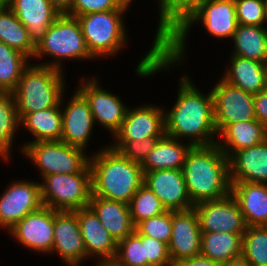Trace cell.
I'll use <instances>...</instances> for the list:
<instances>
[{
    "instance_id": "obj_14",
    "label": "cell",
    "mask_w": 267,
    "mask_h": 266,
    "mask_svg": "<svg viewBox=\"0 0 267 266\" xmlns=\"http://www.w3.org/2000/svg\"><path fill=\"white\" fill-rule=\"evenodd\" d=\"M6 233L31 252L51 255L54 240V210L42 206L27 214Z\"/></svg>"
},
{
    "instance_id": "obj_47",
    "label": "cell",
    "mask_w": 267,
    "mask_h": 266,
    "mask_svg": "<svg viewBox=\"0 0 267 266\" xmlns=\"http://www.w3.org/2000/svg\"><path fill=\"white\" fill-rule=\"evenodd\" d=\"M96 266H122L119 263H117L114 260H110V261H104L98 264H95Z\"/></svg>"
},
{
    "instance_id": "obj_38",
    "label": "cell",
    "mask_w": 267,
    "mask_h": 266,
    "mask_svg": "<svg viewBox=\"0 0 267 266\" xmlns=\"http://www.w3.org/2000/svg\"><path fill=\"white\" fill-rule=\"evenodd\" d=\"M135 231L139 235H146L169 244L172 232V211L166 212L140 222Z\"/></svg>"
},
{
    "instance_id": "obj_45",
    "label": "cell",
    "mask_w": 267,
    "mask_h": 266,
    "mask_svg": "<svg viewBox=\"0 0 267 266\" xmlns=\"http://www.w3.org/2000/svg\"><path fill=\"white\" fill-rule=\"evenodd\" d=\"M49 1L61 14H65L72 8L74 0H49Z\"/></svg>"
},
{
    "instance_id": "obj_15",
    "label": "cell",
    "mask_w": 267,
    "mask_h": 266,
    "mask_svg": "<svg viewBox=\"0 0 267 266\" xmlns=\"http://www.w3.org/2000/svg\"><path fill=\"white\" fill-rule=\"evenodd\" d=\"M193 208L201 232L244 234L247 229L244 215L231 193L221 199L199 202Z\"/></svg>"
},
{
    "instance_id": "obj_10",
    "label": "cell",
    "mask_w": 267,
    "mask_h": 266,
    "mask_svg": "<svg viewBox=\"0 0 267 266\" xmlns=\"http://www.w3.org/2000/svg\"><path fill=\"white\" fill-rule=\"evenodd\" d=\"M89 77H81L76 88L87 99L95 124L105 128L112 139L121 128L129 105L118 95L105 90L99 84V78L94 75Z\"/></svg>"
},
{
    "instance_id": "obj_42",
    "label": "cell",
    "mask_w": 267,
    "mask_h": 266,
    "mask_svg": "<svg viewBox=\"0 0 267 266\" xmlns=\"http://www.w3.org/2000/svg\"><path fill=\"white\" fill-rule=\"evenodd\" d=\"M147 266H173L168 244L152 237L142 235Z\"/></svg>"
},
{
    "instance_id": "obj_12",
    "label": "cell",
    "mask_w": 267,
    "mask_h": 266,
    "mask_svg": "<svg viewBox=\"0 0 267 266\" xmlns=\"http://www.w3.org/2000/svg\"><path fill=\"white\" fill-rule=\"evenodd\" d=\"M43 206L39 181H10L0 195V229H11L27 214Z\"/></svg>"
},
{
    "instance_id": "obj_36",
    "label": "cell",
    "mask_w": 267,
    "mask_h": 266,
    "mask_svg": "<svg viewBox=\"0 0 267 266\" xmlns=\"http://www.w3.org/2000/svg\"><path fill=\"white\" fill-rule=\"evenodd\" d=\"M128 205L135 227L140 222L167 211L159 198L145 185L136 191Z\"/></svg>"
},
{
    "instance_id": "obj_18",
    "label": "cell",
    "mask_w": 267,
    "mask_h": 266,
    "mask_svg": "<svg viewBox=\"0 0 267 266\" xmlns=\"http://www.w3.org/2000/svg\"><path fill=\"white\" fill-rule=\"evenodd\" d=\"M201 234L194 208L172 211V232L168 248L173 266L182 260L200 255Z\"/></svg>"
},
{
    "instance_id": "obj_17",
    "label": "cell",
    "mask_w": 267,
    "mask_h": 266,
    "mask_svg": "<svg viewBox=\"0 0 267 266\" xmlns=\"http://www.w3.org/2000/svg\"><path fill=\"white\" fill-rule=\"evenodd\" d=\"M166 135L165 107L144 103L137 107H128L121 128L112 141H140L150 137Z\"/></svg>"
},
{
    "instance_id": "obj_3",
    "label": "cell",
    "mask_w": 267,
    "mask_h": 266,
    "mask_svg": "<svg viewBox=\"0 0 267 266\" xmlns=\"http://www.w3.org/2000/svg\"><path fill=\"white\" fill-rule=\"evenodd\" d=\"M182 172L193 205L221 199L231 193L229 158L217 143L192 146Z\"/></svg>"
},
{
    "instance_id": "obj_35",
    "label": "cell",
    "mask_w": 267,
    "mask_h": 266,
    "mask_svg": "<svg viewBox=\"0 0 267 266\" xmlns=\"http://www.w3.org/2000/svg\"><path fill=\"white\" fill-rule=\"evenodd\" d=\"M242 255L252 266H267V226H247L242 236Z\"/></svg>"
},
{
    "instance_id": "obj_6",
    "label": "cell",
    "mask_w": 267,
    "mask_h": 266,
    "mask_svg": "<svg viewBox=\"0 0 267 266\" xmlns=\"http://www.w3.org/2000/svg\"><path fill=\"white\" fill-rule=\"evenodd\" d=\"M65 72L34 64L23 71L16 89L15 97L18 114L34 113L55 107L66 90Z\"/></svg>"
},
{
    "instance_id": "obj_7",
    "label": "cell",
    "mask_w": 267,
    "mask_h": 266,
    "mask_svg": "<svg viewBox=\"0 0 267 266\" xmlns=\"http://www.w3.org/2000/svg\"><path fill=\"white\" fill-rule=\"evenodd\" d=\"M127 11L93 12L77 17L87 48L95 60L116 57L128 46V31L124 23Z\"/></svg>"
},
{
    "instance_id": "obj_39",
    "label": "cell",
    "mask_w": 267,
    "mask_h": 266,
    "mask_svg": "<svg viewBox=\"0 0 267 266\" xmlns=\"http://www.w3.org/2000/svg\"><path fill=\"white\" fill-rule=\"evenodd\" d=\"M160 138L162 137H150L140 141H113L109 145L125 158L142 165Z\"/></svg>"
},
{
    "instance_id": "obj_40",
    "label": "cell",
    "mask_w": 267,
    "mask_h": 266,
    "mask_svg": "<svg viewBox=\"0 0 267 266\" xmlns=\"http://www.w3.org/2000/svg\"><path fill=\"white\" fill-rule=\"evenodd\" d=\"M132 3L133 0H74L66 14L78 17L93 12L129 10Z\"/></svg>"
},
{
    "instance_id": "obj_2",
    "label": "cell",
    "mask_w": 267,
    "mask_h": 266,
    "mask_svg": "<svg viewBox=\"0 0 267 266\" xmlns=\"http://www.w3.org/2000/svg\"><path fill=\"white\" fill-rule=\"evenodd\" d=\"M188 74V75H187ZM179 79L177 98L171 109L165 107L166 135L197 145L217 143L213 96L210 88L203 93L189 76Z\"/></svg>"
},
{
    "instance_id": "obj_11",
    "label": "cell",
    "mask_w": 267,
    "mask_h": 266,
    "mask_svg": "<svg viewBox=\"0 0 267 266\" xmlns=\"http://www.w3.org/2000/svg\"><path fill=\"white\" fill-rule=\"evenodd\" d=\"M218 81L210 89L213 96L217 134L228 124L256 119L254 95L224 81L222 78Z\"/></svg>"
},
{
    "instance_id": "obj_30",
    "label": "cell",
    "mask_w": 267,
    "mask_h": 266,
    "mask_svg": "<svg viewBox=\"0 0 267 266\" xmlns=\"http://www.w3.org/2000/svg\"><path fill=\"white\" fill-rule=\"evenodd\" d=\"M231 40L234 45L230 55L267 64V28L265 26L238 24Z\"/></svg>"
},
{
    "instance_id": "obj_8",
    "label": "cell",
    "mask_w": 267,
    "mask_h": 266,
    "mask_svg": "<svg viewBox=\"0 0 267 266\" xmlns=\"http://www.w3.org/2000/svg\"><path fill=\"white\" fill-rule=\"evenodd\" d=\"M86 152V153H85ZM23 158L32 162L39 177L52 174H76L83 172L90 162V152L59 141L28 143L21 149Z\"/></svg>"
},
{
    "instance_id": "obj_24",
    "label": "cell",
    "mask_w": 267,
    "mask_h": 266,
    "mask_svg": "<svg viewBox=\"0 0 267 266\" xmlns=\"http://www.w3.org/2000/svg\"><path fill=\"white\" fill-rule=\"evenodd\" d=\"M229 58L220 78L253 95L266 89L267 64L235 55Z\"/></svg>"
},
{
    "instance_id": "obj_44",
    "label": "cell",
    "mask_w": 267,
    "mask_h": 266,
    "mask_svg": "<svg viewBox=\"0 0 267 266\" xmlns=\"http://www.w3.org/2000/svg\"><path fill=\"white\" fill-rule=\"evenodd\" d=\"M174 266H223L222 263L212 261L202 255L195 256L189 259L182 260Z\"/></svg>"
},
{
    "instance_id": "obj_31",
    "label": "cell",
    "mask_w": 267,
    "mask_h": 266,
    "mask_svg": "<svg viewBox=\"0 0 267 266\" xmlns=\"http://www.w3.org/2000/svg\"><path fill=\"white\" fill-rule=\"evenodd\" d=\"M243 234L202 232L200 255L225 264L242 254Z\"/></svg>"
},
{
    "instance_id": "obj_41",
    "label": "cell",
    "mask_w": 267,
    "mask_h": 266,
    "mask_svg": "<svg viewBox=\"0 0 267 266\" xmlns=\"http://www.w3.org/2000/svg\"><path fill=\"white\" fill-rule=\"evenodd\" d=\"M239 25L264 26V0H235Z\"/></svg>"
},
{
    "instance_id": "obj_43",
    "label": "cell",
    "mask_w": 267,
    "mask_h": 266,
    "mask_svg": "<svg viewBox=\"0 0 267 266\" xmlns=\"http://www.w3.org/2000/svg\"><path fill=\"white\" fill-rule=\"evenodd\" d=\"M254 110L256 119L267 129V89L254 95Z\"/></svg>"
},
{
    "instance_id": "obj_23",
    "label": "cell",
    "mask_w": 267,
    "mask_h": 266,
    "mask_svg": "<svg viewBox=\"0 0 267 266\" xmlns=\"http://www.w3.org/2000/svg\"><path fill=\"white\" fill-rule=\"evenodd\" d=\"M88 206L116 242L135 232L128 204L91 195Z\"/></svg>"
},
{
    "instance_id": "obj_37",
    "label": "cell",
    "mask_w": 267,
    "mask_h": 266,
    "mask_svg": "<svg viewBox=\"0 0 267 266\" xmlns=\"http://www.w3.org/2000/svg\"><path fill=\"white\" fill-rule=\"evenodd\" d=\"M113 260L122 266H147L142 235L135 231L117 242L116 255Z\"/></svg>"
},
{
    "instance_id": "obj_20",
    "label": "cell",
    "mask_w": 267,
    "mask_h": 266,
    "mask_svg": "<svg viewBox=\"0 0 267 266\" xmlns=\"http://www.w3.org/2000/svg\"><path fill=\"white\" fill-rule=\"evenodd\" d=\"M84 239L87 259H95L96 264L115 258L117 242L103 227L94 211L89 207L75 210Z\"/></svg>"
},
{
    "instance_id": "obj_46",
    "label": "cell",
    "mask_w": 267,
    "mask_h": 266,
    "mask_svg": "<svg viewBox=\"0 0 267 266\" xmlns=\"http://www.w3.org/2000/svg\"><path fill=\"white\" fill-rule=\"evenodd\" d=\"M223 266H252L250 262L241 254L237 257L230 259Z\"/></svg>"
},
{
    "instance_id": "obj_32",
    "label": "cell",
    "mask_w": 267,
    "mask_h": 266,
    "mask_svg": "<svg viewBox=\"0 0 267 266\" xmlns=\"http://www.w3.org/2000/svg\"><path fill=\"white\" fill-rule=\"evenodd\" d=\"M20 129L15 97L12 93H0V159L11 160L15 138Z\"/></svg>"
},
{
    "instance_id": "obj_27",
    "label": "cell",
    "mask_w": 267,
    "mask_h": 266,
    "mask_svg": "<svg viewBox=\"0 0 267 266\" xmlns=\"http://www.w3.org/2000/svg\"><path fill=\"white\" fill-rule=\"evenodd\" d=\"M207 0H157L158 14L154 40L161 46Z\"/></svg>"
},
{
    "instance_id": "obj_19",
    "label": "cell",
    "mask_w": 267,
    "mask_h": 266,
    "mask_svg": "<svg viewBox=\"0 0 267 266\" xmlns=\"http://www.w3.org/2000/svg\"><path fill=\"white\" fill-rule=\"evenodd\" d=\"M166 210L185 211L193 208L187 194L182 169L155 170L144 173V182Z\"/></svg>"
},
{
    "instance_id": "obj_5",
    "label": "cell",
    "mask_w": 267,
    "mask_h": 266,
    "mask_svg": "<svg viewBox=\"0 0 267 266\" xmlns=\"http://www.w3.org/2000/svg\"><path fill=\"white\" fill-rule=\"evenodd\" d=\"M44 57L48 59L51 57V60L47 59L45 62L37 60ZM94 59L87 48L77 17L65 13L60 14L49 26L43 39L35 47L32 60H35L34 64L49 66L64 72L63 66L66 61H92Z\"/></svg>"
},
{
    "instance_id": "obj_21",
    "label": "cell",
    "mask_w": 267,
    "mask_h": 266,
    "mask_svg": "<svg viewBox=\"0 0 267 266\" xmlns=\"http://www.w3.org/2000/svg\"><path fill=\"white\" fill-rule=\"evenodd\" d=\"M8 7L27 28L29 39L35 47L61 14L49 0H13Z\"/></svg>"
},
{
    "instance_id": "obj_22",
    "label": "cell",
    "mask_w": 267,
    "mask_h": 266,
    "mask_svg": "<svg viewBox=\"0 0 267 266\" xmlns=\"http://www.w3.org/2000/svg\"><path fill=\"white\" fill-rule=\"evenodd\" d=\"M231 182L267 184V139L256 146L236 151L229 158Z\"/></svg>"
},
{
    "instance_id": "obj_13",
    "label": "cell",
    "mask_w": 267,
    "mask_h": 266,
    "mask_svg": "<svg viewBox=\"0 0 267 266\" xmlns=\"http://www.w3.org/2000/svg\"><path fill=\"white\" fill-rule=\"evenodd\" d=\"M65 92L67 91L63 92L60 99L62 109L61 141L70 146L87 150L94 132L93 129L98 125H95L89 103L84 95L75 88L66 101Z\"/></svg>"
},
{
    "instance_id": "obj_28",
    "label": "cell",
    "mask_w": 267,
    "mask_h": 266,
    "mask_svg": "<svg viewBox=\"0 0 267 266\" xmlns=\"http://www.w3.org/2000/svg\"><path fill=\"white\" fill-rule=\"evenodd\" d=\"M20 129L30 133L32 139L19 145V150L28 143L41 141H59L62 136V109L60 102L50 109L36 111L28 114H18Z\"/></svg>"
},
{
    "instance_id": "obj_34",
    "label": "cell",
    "mask_w": 267,
    "mask_h": 266,
    "mask_svg": "<svg viewBox=\"0 0 267 266\" xmlns=\"http://www.w3.org/2000/svg\"><path fill=\"white\" fill-rule=\"evenodd\" d=\"M30 62L29 57L0 41V93H12L16 89Z\"/></svg>"
},
{
    "instance_id": "obj_16",
    "label": "cell",
    "mask_w": 267,
    "mask_h": 266,
    "mask_svg": "<svg viewBox=\"0 0 267 266\" xmlns=\"http://www.w3.org/2000/svg\"><path fill=\"white\" fill-rule=\"evenodd\" d=\"M51 254H57L61 262L67 266H80L87 261L76 211L54 210V240Z\"/></svg>"
},
{
    "instance_id": "obj_26",
    "label": "cell",
    "mask_w": 267,
    "mask_h": 266,
    "mask_svg": "<svg viewBox=\"0 0 267 266\" xmlns=\"http://www.w3.org/2000/svg\"><path fill=\"white\" fill-rule=\"evenodd\" d=\"M267 129L257 119L228 124L219 134L217 145L230 158L236 151L263 143Z\"/></svg>"
},
{
    "instance_id": "obj_25",
    "label": "cell",
    "mask_w": 267,
    "mask_h": 266,
    "mask_svg": "<svg viewBox=\"0 0 267 266\" xmlns=\"http://www.w3.org/2000/svg\"><path fill=\"white\" fill-rule=\"evenodd\" d=\"M231 194L238 202L247 226H267V184L231 182Z\"/></svg>"
},
{
    "instance_id": "obj_1",
    "label": "cell",
    "mask_w": 267,
    "mask_h": 266,
    "mask_svg": "<svg viewBox=\"0 0 267 266\" xmlns=\"http://www.w3.org/2000/svg\"><path fill=\"white\" fill-rule=\"evenodd\" d=\"M202 23L203 28L213 38L232 39L237 29L235 0H207L184 22V24L161 46L153 39L152 47L136 64L135 74L140 78H150L157 72H170L183 66L188 46V36L193 25Z\"/></svg>"
},
{
    "instance_id": "obj_49",
    "label": "cell",
    "mask_w": 267,
    "mask_h": 266,
    "mask_svg": "<svg viewBox=\"0 0 267 266\" xmlns=\"http://www.w3.org/2000/svg\"><path fill=\"white\" fill-rule=\"evenodd\" d=\"M8 6L3 2V0H0V11L4 10Z\"/></svg>"
},
{
    "instance_id": "obj_48",
    "label": "cell",
    "mask_w": 267,
    "mask_h": 266,
    "mask_svg": "<svg viewBox=\"0 0 267 266\" xmlns=\"http://www.w3.org/2000/svg\"><path fill=\"white\" fill-rule=\"evenodd\" d=\"M264 16H265V23L264 26L267 27V0H264Z\"/></svg>"
},
{
    "instance_id": "obj_33",
    "label": "cell",
    "mask_w": 267,
    "mask_h": 266,
    "mask_svg": "<svg viewBox=\"0 0 267 266\" xmlns=\"http://www.w3.org/2000/svg\"><path fill=\"white\" fill-rule=\"evenodd\" d=\"M0 41L33 59L35 46L29 39L27 28L9 7L0 11Z\"/></svg>"
},
{
    "instance_id": "obj_29",
    "label": "cell",
    "mask_w": 267,
    "mask_h": 266,
    "mask_svg": "<svg viewBox=\"0 0 267 266\" xmlns=\"http://www.w3.org/2000/svg\"><path fill=\"white\" fill-rule=\"evenodd\" d=\"M192 144L165 135L156 143L141 165L143 173L155 170L182 169Z\"/></svg>"
},
{
    "instance_id": "obj_50",
    "label": "cell",
    "mask_w": 267,
    "mask_h": 266,
    "mask_svg": "<svg viewBox=\"0 0 267 266\" xmlns=\"http://www.w3.org/2000/svg\"><path fill=\"white\" fill-rule=\"evenodd\" d=\"M13 0H3V2L7 5V6H9V4L12 2Z\"/></svg>"
},
{
    "instance_id": "obj_9",
    "label": "cell",
    "mask_w": 267,
    "mask_h": 266,
    "mask_svg": "<svg viewBox=\"0 0 267 266\" xmlns=\"http://www.w3.org/2000/svg\"><path fill=\"white\" fill-rule=\"evenodd\" d=\"M43 206L57 211L87 207L92 195L91 168L76 174H52L40 181Z\"/></svg>"
},
{
    "instance_id": "obj_4",
    "label": "cell",
    "mask_w": 267,
    "mask_h": 266,
    "mask_svg": "<svg viewBox=\"0 0 267 266\" xmlns=\"http://www.w3.org/2000/svg\"><path fill=\"white\" fill-rule=\"evenodd\" d=\"M92 195L129 204L143 185L141 164L130 161L110 145L90 154Z\"/></svg>"
}]
</instances>
